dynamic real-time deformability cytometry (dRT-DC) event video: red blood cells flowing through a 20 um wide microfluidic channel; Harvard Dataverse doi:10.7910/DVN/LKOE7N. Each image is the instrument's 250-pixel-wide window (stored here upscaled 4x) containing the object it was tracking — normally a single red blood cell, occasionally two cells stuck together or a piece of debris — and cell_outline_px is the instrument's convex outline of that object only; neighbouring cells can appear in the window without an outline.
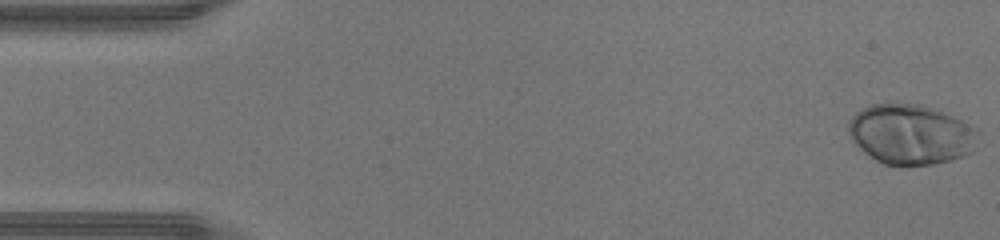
{"species": "human", "species_latin": "Homo sapiens", "temperature_condition": "warm", "stored_images_in_passage": 47, "camera_frame_rate_fps": 3000, "um_per_image_px": 0.085, "donor": {"sex": "male"}, "frame": {"image": 1, "passage_image": 1, "time_ms": 0.0, "image_size_px": [1000, 240], "cell_outline_px": [[976, 128], [972, 152], [964, 156], [952, 160], [932, 164], [900, 168], [884, 164], [876, 160], [864, 152], [852, 140], [848, 132], [848, 120], [856, 112], [872, 104], [920, 104], [936, 108]], "centroid_in_image_um": [77.37, 11.45], "position_along_channel_um": 7.6, "area_um2": 45.49}}
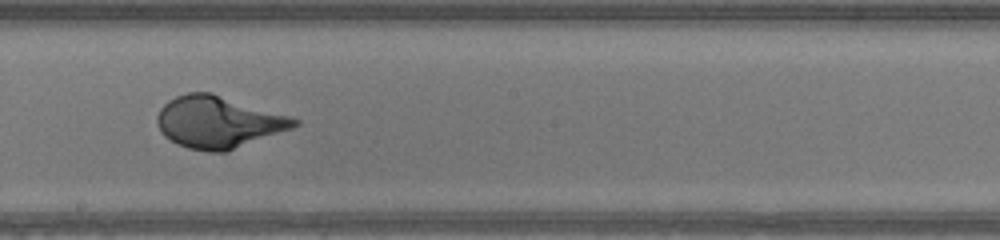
{"frame": {"image": 2, "passage_image": 26, "time_ms": 8.333, "image_size_px": [1000, 240], "cell_outline_px": [[300, 124], [292, 128], [228, 152], [212, 152], [188, 148], [164, 136], [156, 120], [156, 116], [160, 108], [168, 100], [176, 96], [188, 92], [212, 92], [288, 116], [300, 120]], "centroid_in_image_um": [18.55, 10.37], "position_along_channel_um": 229.7, "area_um2": 41.27}}
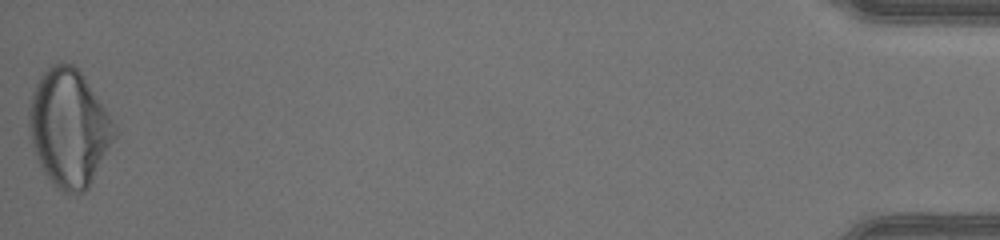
{"frame": {"image": 3, "passage_image": 47, "time_ms": 15.333, "image_size_px": [1000, 240], "cell_outline_px": [[116, 136], [88, 188], [84, 192], [64, 192], [44, 172], [36, 156], [32, 144], [28, 124], [28, 108], [32, 92], [40, 76], [52, 64], [72, 64], [84, 76], [116, 124]], "centroid_in_image_um": [5.86, 10.85], "position_along_channel_um": 429.3, "area_um2": 57.74}, "authors_computed_cell_mechanics": {"area_um2": 41.6738, "velocity_mm_per_s": 4.3723, "shape_relaxation_time_tau1_ms": 3.8265, "shape_relaxation_time_tau2_ms": null, "deformation_change_tau1": 0.2316, "deformation_change_tau2": null}}